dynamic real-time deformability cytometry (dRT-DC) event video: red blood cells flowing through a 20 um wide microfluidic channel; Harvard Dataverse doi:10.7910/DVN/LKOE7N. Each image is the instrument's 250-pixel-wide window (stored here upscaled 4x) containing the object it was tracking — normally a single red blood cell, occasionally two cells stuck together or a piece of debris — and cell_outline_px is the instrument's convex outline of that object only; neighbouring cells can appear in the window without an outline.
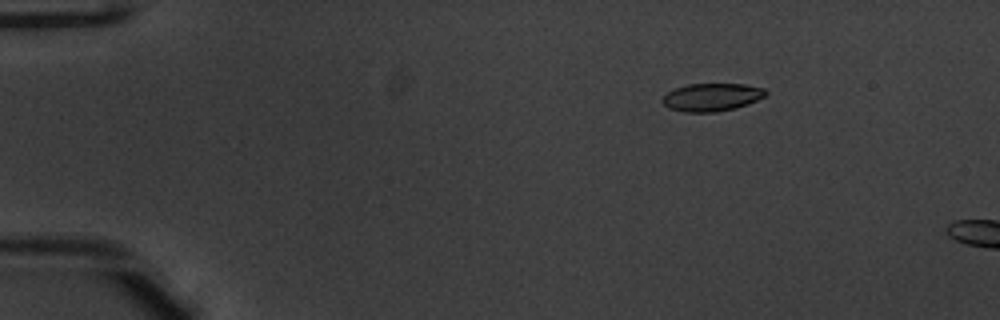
{"species": "common noctule bat (a hibernating species)", "species_latin": "Nyctalus noctula", "temperature_condition": "warm", "stored_images_in_passage": 11, "camera_frame_rate_fps": 3000, "um_per_image_px": 0.085, "animal": {"sex": "male", "body_mass_g": 20.1, "forearm_length_mm": 53.5}, "frame": {"image": 1, "passage_image": 7, "time_ms": 2.0, "image_size_px": [1000, 320], "cell_outline_px": [[768, 92], [764, 96], [748, 104], [716, 112], [684, 112], [668, 108], [660, 100], [668, 92], [676, 88], [688, 84], [744, 84], [764, 88]], "centroid_in_image_um": [60.48, 8.26], "position_along_channel_um": 24.5, "area_um2": 16.65}}